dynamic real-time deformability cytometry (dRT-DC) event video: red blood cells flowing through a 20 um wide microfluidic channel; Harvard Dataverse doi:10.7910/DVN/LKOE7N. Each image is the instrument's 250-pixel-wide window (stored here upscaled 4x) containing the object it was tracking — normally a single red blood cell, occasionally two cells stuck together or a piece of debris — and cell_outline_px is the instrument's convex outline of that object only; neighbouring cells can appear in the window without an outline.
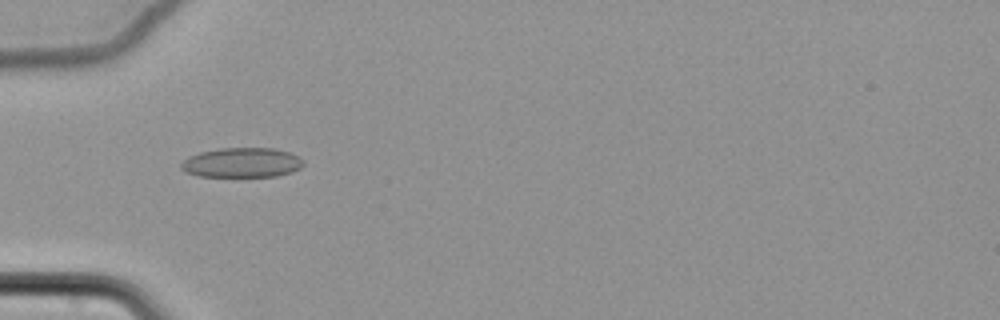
{"species": "common noctule bat (a hibernating species)", "species_latin": "Nyctalus noctula", "temperature_condition": "cold", "stored_images_in_passage": 62, "camera_frame_rate_fps": 3000, "um_per_image_px": 0.085, "animal": {"sex": "female", "body_mass_g": 22.7, "forearm_length_mm": 54.2}, "frame": {"image": 1, "passage_image": 23, "time_ms": 7.333, "image_size_px": [1000, 320], "cell_outline_px": [[304, 164], [300, 168], [292, 172], [276, 176], [200, 176], [184, 172], [180, 168], [180, 164], [188, 156], [200, 152], [220, 148], [276, 148], [300, 156], [304, 160]], "centroid_in_image_um": [20.57, 13.81], "position_along_channel_um": 64.4, "area_um2": 21.33}}
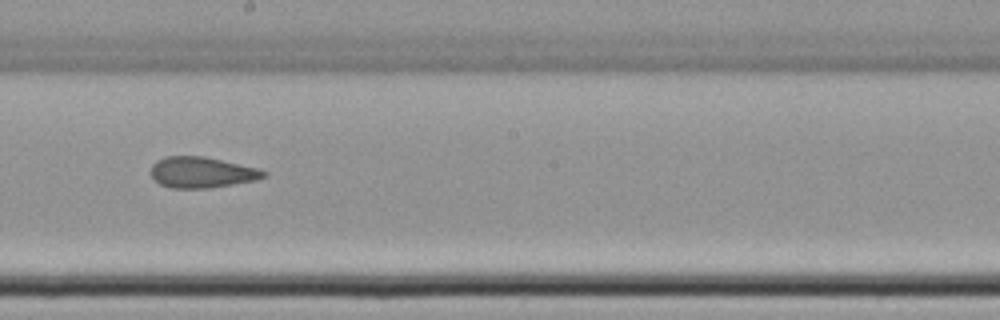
{"frame": {"image": 2, "passage_image": 38, "time_ms": 12.333, "image_size_px": [1000, 320], "cell_outline_px": [[268, 176], [256, 180], [208, 188], [172, 188], [160, 184], [152, 176], [152, 164], [156, 160], [164, 156], [204, 156], [256, 168], [268, 172]], "centroid_in_image_um": [17.15, 14.65], "position_along_channel_um": 231.1, "area_um2": 20.17}}
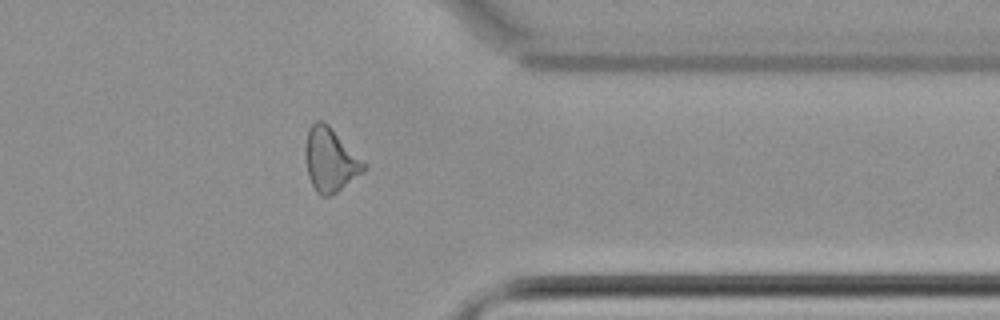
{"frame": {"image": 3, "passage_image": 52, "time_ms": 17.0, "image_size_px": [1000, 320], "cell_outline_px": [[368, 168], [364, 172], [332, 196], [320, 196], [316, 192], [308, 176], [304, 160], [304, 144], [308, 128], [316, 120], [324, 120], [328, 124]], "centroid_in_image_um": [28.01, 13.6], "position_along_channel_um": 383.4, "area_um2": 21.79}}